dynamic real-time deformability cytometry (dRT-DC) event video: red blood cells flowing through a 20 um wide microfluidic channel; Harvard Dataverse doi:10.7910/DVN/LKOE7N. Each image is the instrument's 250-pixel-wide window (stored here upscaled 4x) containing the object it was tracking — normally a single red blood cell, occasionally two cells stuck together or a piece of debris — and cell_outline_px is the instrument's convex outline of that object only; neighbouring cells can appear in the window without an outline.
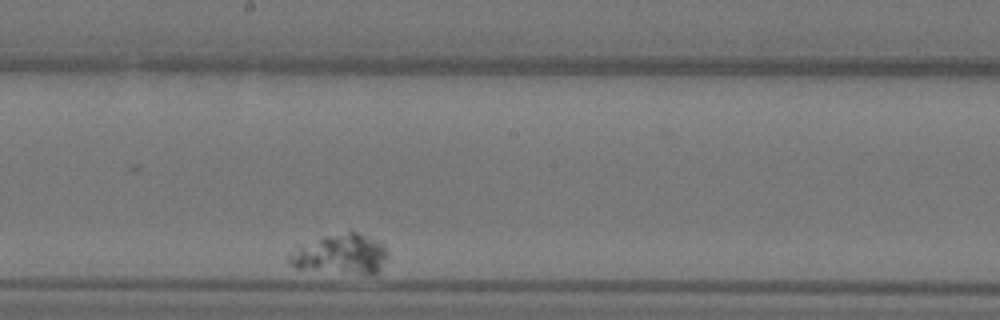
{"species": "Egyptian fruit bat (a non-hibernating species)", "species_latin": "Rousettus aegyptiacus", "temperature_condition": "warm", "stored_images_in_passage": 37, "camera_frame_rate_fps": 3000, "um_per_image_px": 0.085, "animal": {"sex": "female"}, "frame": {"image": 1, "passage_image": 26, "time_ms": 8.333, "image_size_px": [1000, 320], "cell_outline_px": [[388, 256], [380, 268], [372, 276], [368, 276], [296, 268], [288, 260], [288, 252], [300, 244], [348, 228], [352, 228], [376, 240], [388, 252]], "centroid_in_image_um": [28.94, 21.58], "position_along_channel_um": 219.3, "area_um2": 23.76}}
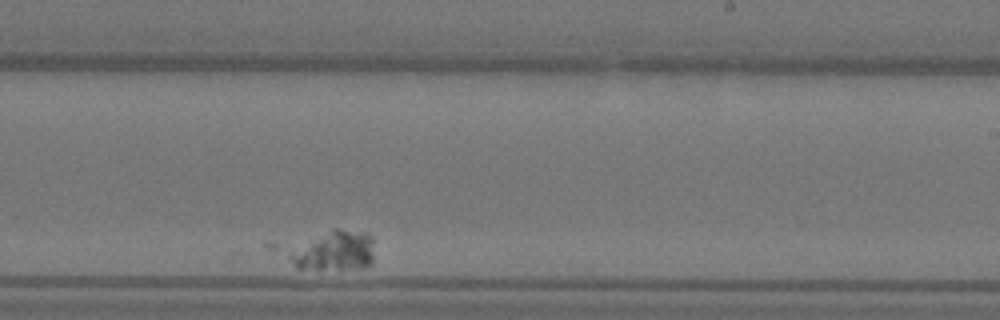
{"frame": {"image": 2, "passage_image": 31, "time_ms": 10.0, "image_size_px": [1000, 320], "cell_outline_px": [[372, 264], [368, 268], [296, 268], [268, 248], [264, 244], [332, 228], [340, 228], [368, 232], [372, 236]], "centroid_in_image_um": [27.77, 21.2], "position_along_channel_um": 261.2, "area_um2": 23.99}}